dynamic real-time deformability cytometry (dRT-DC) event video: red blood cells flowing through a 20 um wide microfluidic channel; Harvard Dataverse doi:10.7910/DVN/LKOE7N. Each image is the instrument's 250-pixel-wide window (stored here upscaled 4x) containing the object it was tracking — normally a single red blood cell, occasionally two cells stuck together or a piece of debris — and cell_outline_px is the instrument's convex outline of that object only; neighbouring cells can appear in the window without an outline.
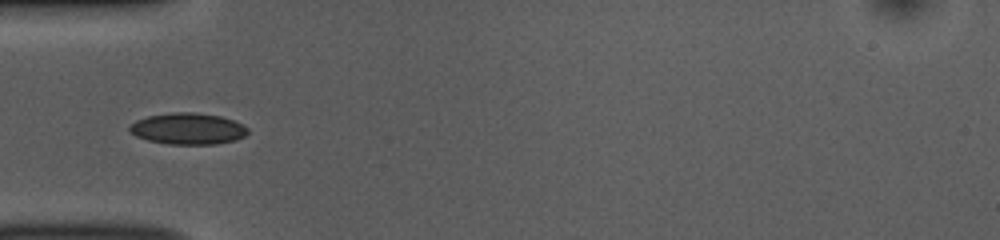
{"species": "common noctule bat (a hibernating species)", "species_latin": "Nyctalus noctula", "temperature_condition": "room temperature", "stored_images_in_passage": 11, "camera_frame_rate_fps": 3000, "um_per_image_px": 0.085, "animal": {"sex": "female", "body_mass_g": 10.0, "forearm_length_mm": 53.1}, "frame": {"image": 1, "passage_image": 4, "time_ms": 1.0, "image_size_px": [1000, 240], "cell_outline_px": [[248, 132], [244, 136], [236, 140], [216, 144], [168, 144], [148, 140], [136, 136], [128, 128], [136, 120], [148, 116], [172, 112], [196, 112], [220, 116], [244, 124], [248, 128]], "centroid_in_image_um": [16.0, 10.93], "position_along_channel_um": 69.0, "area_um2": 21.62}}